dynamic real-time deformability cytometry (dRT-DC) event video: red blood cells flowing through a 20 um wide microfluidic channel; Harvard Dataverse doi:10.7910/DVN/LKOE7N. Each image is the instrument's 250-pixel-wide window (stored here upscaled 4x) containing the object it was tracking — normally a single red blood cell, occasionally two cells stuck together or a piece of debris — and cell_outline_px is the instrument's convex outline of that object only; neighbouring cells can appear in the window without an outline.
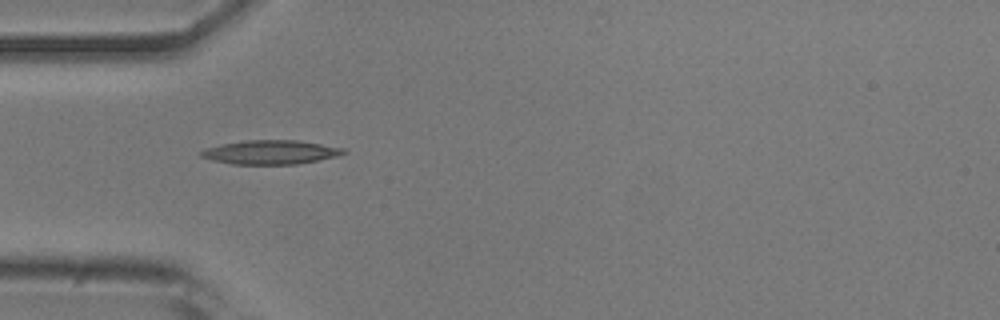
{"species": "common noctule bat (a hibernating species)", "species_latin": "Nyctalus noctula", "temperature_condition": "room temperature", "stored_images_in_passage": 32, "camera_frame_rate_fps": 3000, "um_per_image_px": 0.085, "animal": {"sex": "male", "body_mass_g": 20.5, "forearm_length_mm": 52.5}, "frame": {"image": 1, "passage_image": 1, "time_ms": 0.0, "image_size_px": [1000, 320], "cell_outline_px": [[348, 152], [340, 156], [296, 164], [232, 164], [212, 160], [200, 156], [200, 152], [204, 148], [220, 144], [244, 140], [296, 140], [344, 148]], "centroid_in_image_um": [22.99, 12.93], "position_along_channel_um": 62.0, "area_um2": 20.0}}
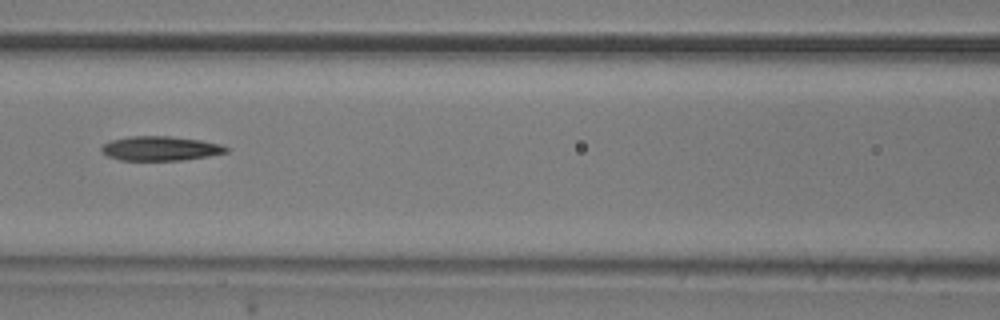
{"frame": {"image": 2, "passage_image": 8, "time_ms": 2.333, "image_size_px": [1000, 320], "cell_outline_px": [[228, 152], [208, 156], [184, 160], [120, 160], [108, 156], [100, 148], [104, 144], [112, 140], [128, 136], [168, 136], [200, 140], [220, 144], [228, 148]], "centroid_in_image_um": [13.64, 12.62], "position_along_channel_um": 153.0, "area_um2": 17.57}}
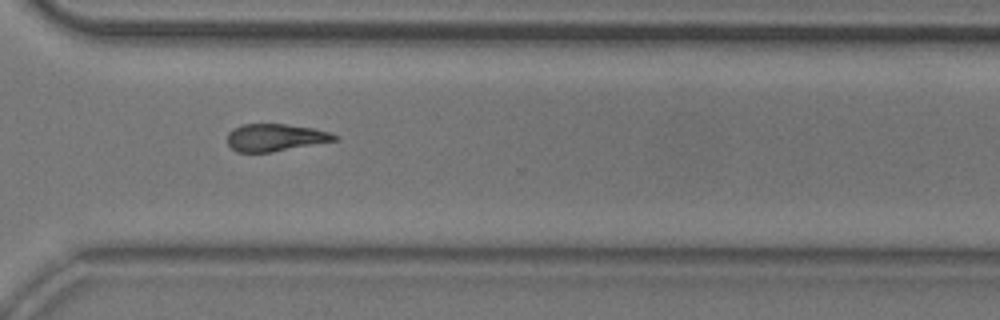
{"frame": {"image": 3, "passage_image": 23, "time_ms": 7.333, "image_size_px": [1000, 320], "cell_outline_px": [[340, 140], [272, 152], [236, 152], [228, 144], [228, 132], [232, 128], [240, 124], [284, 124], [312, 128], [328, 132], [340, 136]], "centroid_in_image_um": [23.41, 11.69], "position_along_channel_um": 347.2, "area_um2": 17.22}}